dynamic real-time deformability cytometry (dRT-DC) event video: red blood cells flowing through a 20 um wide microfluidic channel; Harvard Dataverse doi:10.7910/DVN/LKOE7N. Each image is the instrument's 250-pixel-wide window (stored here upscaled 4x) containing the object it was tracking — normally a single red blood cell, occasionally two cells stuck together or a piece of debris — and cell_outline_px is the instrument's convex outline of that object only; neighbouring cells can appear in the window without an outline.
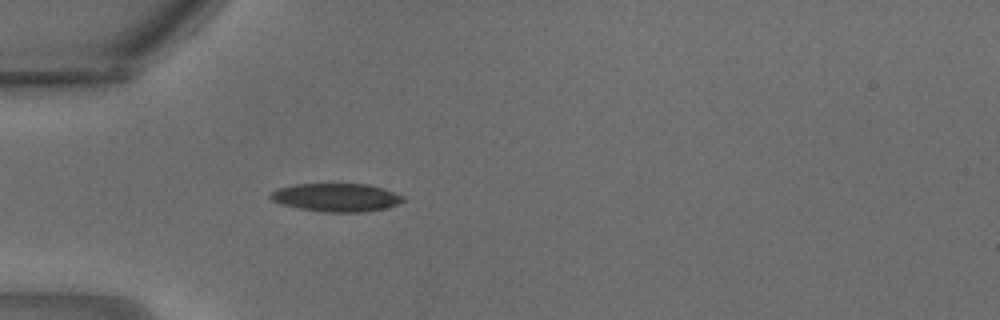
{"species": "common noctule bat (a hibernating species)", "species_latin": "Nyctalus noctula", "temperature_condition": "warm", "stored_images_in_passage": 15, "camera_frame_rate_fps": 3000, "um_per_image_px": 0.085, "animal": {"sex": "male", "body_mass_g": 18.8}, "frame": {"image": 1, "passage_image": 9, "time_ms": 2.667, "image_size_px": [1000, 320], "cell_outline_px": [[404, 200], [396, 204], [384, 208], [364, 212], [324, 212], [296, 208], [280, 204], [272, 200], [268, 196], [276, 188], [296, 184], [368, 184], [404, 196]], "centroid_in_image_um": [28.51, 16.79], "position_along_channel_um": 56.5, "area_um2": 21.73}}
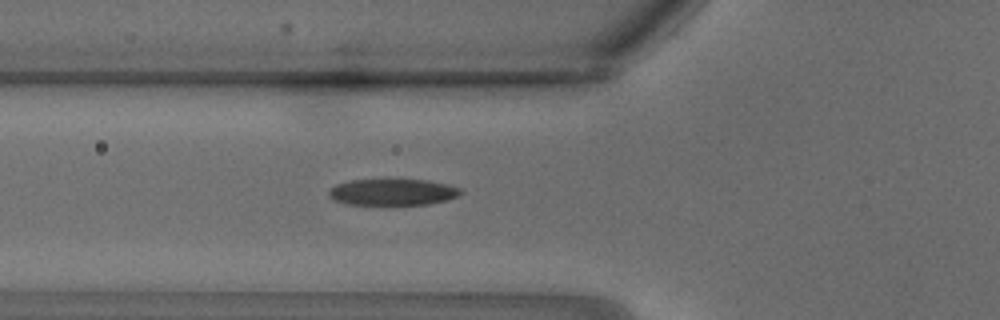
{"frame": {"image": 2, "passage_image": 11, "time_ms": 3.333, "image_size_px": [1000, 320], "cell_outline_px": [[464, 192], [456, 196], [444, 200], [428, 204], [348, 204], [336, 200], [328, 196], [328, 192], [336, 184], [348, 180], [428, 180], [448, 184], [460, 188]], "centroid_in_image_um": [33.38, 16.32], "position_along_channel_um": 92.4, "area_um2": 20.0}}
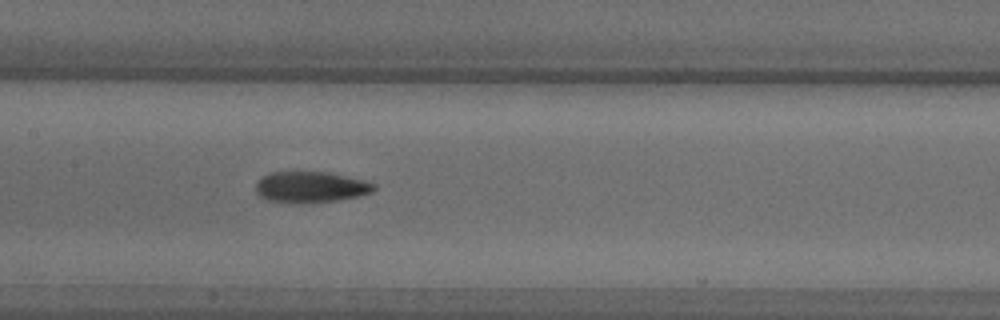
{"frame": {"image": 3, "passage_image": 15, "time_ms": 4.667, "image_size_px": [1000, 320], "cell_outline_px": [[376, 188], [372, 192], [360, 196], [336, 200], [268, 200], [260, 196], [256, 192], [256, 184], [264, 176], [272, 172], [328, 172], [364, 180], [376, 184]], "centroid_in_image_um": [26.48, 15.85], "position_along_channel_um": 180.9, "area_um2": 20.35}}